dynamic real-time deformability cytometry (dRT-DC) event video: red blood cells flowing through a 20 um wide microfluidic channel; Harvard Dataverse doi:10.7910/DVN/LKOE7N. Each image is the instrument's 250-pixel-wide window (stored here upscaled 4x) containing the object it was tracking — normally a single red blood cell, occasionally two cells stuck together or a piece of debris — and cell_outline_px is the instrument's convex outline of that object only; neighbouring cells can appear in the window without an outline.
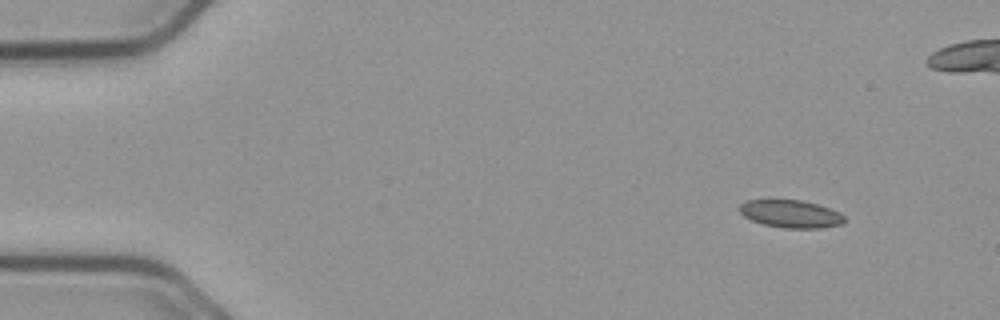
{"species": "common noctule bat (a hibernating species)", "species_latin": "Nyctalus noctula", "temperature_condition": "cold", "stored_images_in_passage": 51, "camera_frame_rate_fps": 3000, "um_per_image_px": 0.085, "animal": {"sex": "male", "body_mass_g": 23.1, "forearm_length_mm": 52.7}, "frame": {"image": 1, "passage_image": 1, "time_ms": 0.0, "image_size_px": [1000, 320], "cell_outline_px": [[844, 220], [840, 224], [820, 228], [784, 228], [764, 224], [752, 220], [744, 216], [740, 212], [740, 204], [748, 200], [800, 200], [816, 204], [828, 208], [844, 216]], "centroid_in_image_um": [67.18, 18.18], "position_along_channel_um": 17.8, "area_um2": 16.53}}
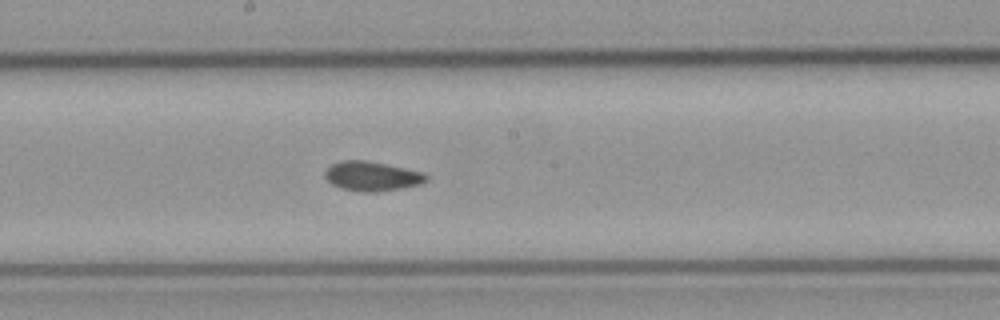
{"frame": {"image": 2, "passage_image": 25, "time_ms": 8.0, "image_size_px": [1000, 320], "cell_outline_px": [[428, 180], [420, 184], [400, 188], [376, 192], [360, 192], [340, 188], [332, 184], [324, 176], [324, 172], [332, 164], [340, 160], [364, 160], [384, 164], [420, 172], [428, 176]], "centroid_in_image_um": [31.56, 14.98], "position_along_channel_um": 216.6, "area_um2": 17.17}}
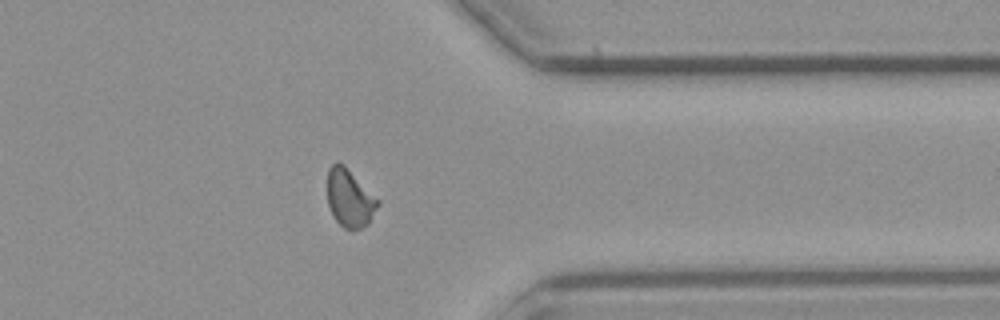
{"frame": {"image": 3, "passage_image": 39, "time_ms": 12.667, "image_size_px": [1000, 320], "cell_outline_px": [[380, 204], [368, 224], [360, 228], [344, 228], [332, 216], [328, 204], [328, 168], [336, 160], [344, 164], [380, 200]], "centroid_in_image_um": [29.73, 16.81], "position_along_channel_um": 381.7, "area_um2": 17.11}, "authors_computed_cell_mechanics": {"area_um2": 16.9354, "velocity_mm_per_s": 3.7352, "shape_relaxation_time_tau1_ms": null, "shape_relaxation_time_tau2_ms": 2.1841, "deformation_change_tau1": null, "deformation_change_tau2": 0.0671}}